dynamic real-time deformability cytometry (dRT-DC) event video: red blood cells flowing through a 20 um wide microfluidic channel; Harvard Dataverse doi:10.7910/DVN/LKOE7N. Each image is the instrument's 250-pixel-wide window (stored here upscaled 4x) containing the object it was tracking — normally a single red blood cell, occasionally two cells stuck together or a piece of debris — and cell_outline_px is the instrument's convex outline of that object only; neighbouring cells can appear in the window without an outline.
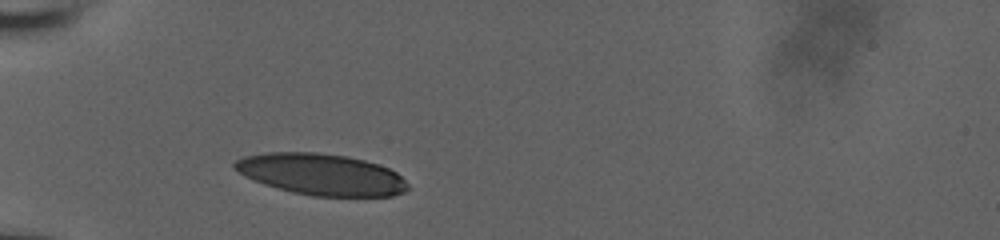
{"species": "human", "species_latin": "Homo sapiens", "temperature_condition": "room temperature", "stored_images_in_passage": 29, "camera_frame_rate_fps": 3000, "um_per_image_px": 0.085, "donor": {"sex": "male"}, "frame": {"image": 1, "passage_image": 1, "time_ms": 0.0, "image_size_px": [1000, 240], "cell_outline_px": [[408, 188], [404, 192], [392, 196], [312, 196], [292, 192], [276, 188], [264, 184], [244, 176], [232, 168], [232, 164], [236, 160], [244, 156], [268, 152], [316, 152], [348, 156], [364, 160], [388, 168], [396, 172], [408, 184]], "centroid_in_image_um": [27.27, 14.82], "position_along_channel_um": 57.7, "area_um2": 41.85}}
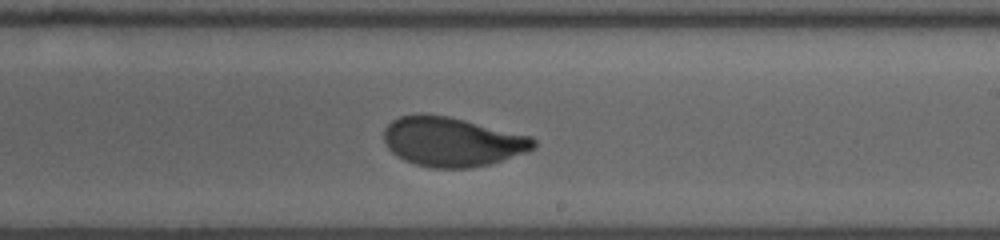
{"frame": {"image": 2, "passage_image": 17, "time_ms": 5.333, "image_size_px": [1000, 240], "cell_outline_px": [[536, 144], [532, 148], [524, 152], [492, 164], [468, 168], [432, 168], [416, 164], [404, 160], [396, 156], [388, 148], [384, 140], [384, 128], [392, 120], [400, 116], [420, 112], [448, 116], [532, 136], [536, 140]], "centroid_in_image_um": [38.39, 12.03], "position_along_channel_um": 250.6, "area_um2": 43.23}}
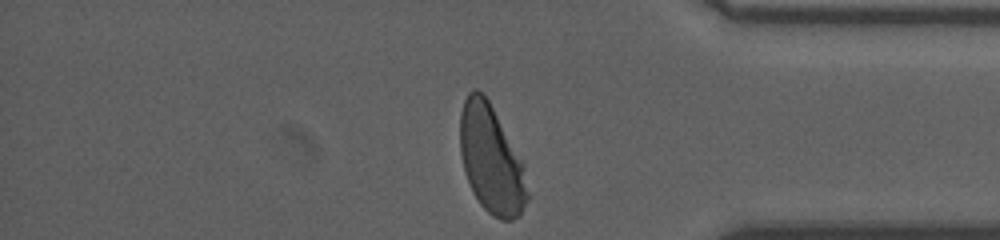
{"frame": {"image": 3, "passage_image": 29, "time_ms": 9.333, "image_size_px": [1000, 240], "cell_outline_px": [[528, 200], [520, 216], [512, 220], [500, 220], [492, 216], [480, 204], [472, 192], [464, 172], [460, 152], [460, 112], [464, 100], [468, 92], [472, 88], [476, 88], [484, 92], [524, 164], [528, 192]], "centroid_in_image_um": [41.75, 13.56], "position_along_channel_um": 393.5, "area_um2": 42.83}, "authors_computed_cell_mechanics": {"area_um2": 43.35, "velocity_mm_per_s": 3.9095, "shape_relaxation_time_tau1_ms": 3.6711, "shape_relaxation_time_tau2_ms": null, "deformation_change_tau1": 0.158, "deformation_change_tau2": null}}